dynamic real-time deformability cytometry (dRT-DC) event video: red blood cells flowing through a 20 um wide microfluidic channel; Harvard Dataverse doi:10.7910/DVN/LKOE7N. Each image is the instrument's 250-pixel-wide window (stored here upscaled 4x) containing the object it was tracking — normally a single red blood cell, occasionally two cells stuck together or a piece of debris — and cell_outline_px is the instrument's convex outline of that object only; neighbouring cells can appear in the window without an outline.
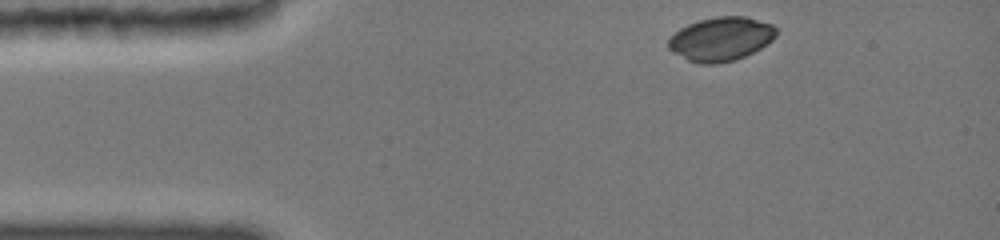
{"species": "common noctule bat (a hibernating species)", "species_latin": "Nyctalus noctula", "temperature_condition": "cold", "stored_images_in_passage": 5, "camera_frame_rate_fps": 3000, "um_per_image_px": 0.085, "animal": {"sex": "female", "body_mass_g": 19.0, "forearm_length_mm": 51.5}, "frame": {"image": 1, "passage_image": 1, "time_ms": 0.0, "image_size_px": [1000, 240], "cell_outline_px": [[776, 36], [772, 40], [760, 48], [736, 60], [716, 64], [700, 64], [688, 60], [672, 52], [668, 48], [668, 40], [680, 28], [688, 24], [700, 20], [716, 16], [748, 16], [772, 24], [776, 28]], "centroid_in_image_um": [61.28, 3.31], "position_along_channel_um": 23.7, "area_um2": 27.57}}